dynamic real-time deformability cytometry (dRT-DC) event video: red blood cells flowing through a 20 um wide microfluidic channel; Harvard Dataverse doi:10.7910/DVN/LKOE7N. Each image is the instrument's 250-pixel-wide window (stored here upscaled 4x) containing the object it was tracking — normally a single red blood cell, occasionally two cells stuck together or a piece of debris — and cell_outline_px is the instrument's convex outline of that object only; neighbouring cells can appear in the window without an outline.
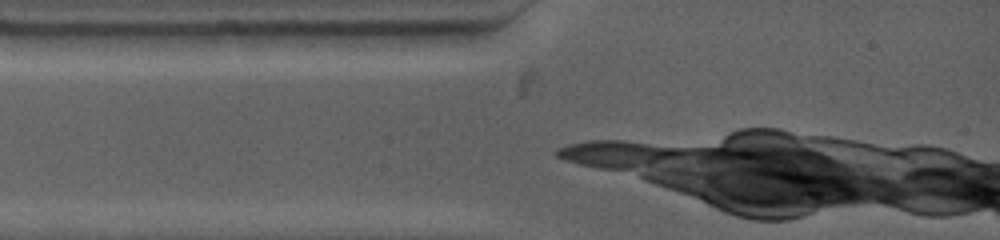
{"species": "common noctule bat (a hibernating species)", "species_latin": "Nyctalus noctula", "temperature_condition": "warm", "stored_images_in_passage": 1, "camera_frame_rate_fps": 4500, "um_per_image_px": 0.085, "animal": {"sex": "female", "body_mass_g": 19.0, "forearm_length_mm": 53.3}, "frame": {"image": 1, "passage_image": 1, "time_ms": 0.0, "image_size_px": [1000, 240], "cell_outline_px": [[476, 32], [452, 40], [404, 48], [356, 48], [332, 32]], "centroid_in_image_um": [33.74, 3.29], "position_along_channel_um": 51.3, "area_um2": 11.79}}